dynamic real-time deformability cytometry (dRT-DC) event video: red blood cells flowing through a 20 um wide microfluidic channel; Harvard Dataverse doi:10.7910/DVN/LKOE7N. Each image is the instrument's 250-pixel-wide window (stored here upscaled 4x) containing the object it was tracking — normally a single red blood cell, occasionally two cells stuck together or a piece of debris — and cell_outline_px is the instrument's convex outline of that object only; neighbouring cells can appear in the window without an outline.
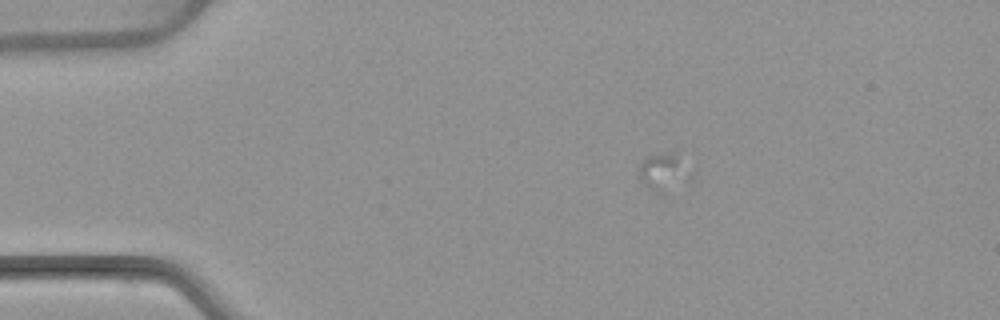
{"species": "common noctule bat (a hibernating species)", "species_latin": "Nyctalus noctula", "temperature_condition": "warm", "stored_images_in_passage": 18, "camera_frame_rate_fps": 3000, "um_per_image_px": 0.085, "animal": {"sex": "female", "body_mass_g": 22.7, "forearm_length_mm": 54.2}, "frame": {"image": 1, "passage_image": 3, "time_ms": 0.667, "image_size_px": [1000, 320], "cell_outline_px": [[696, 176], [692, 180], [660, 196], [644, 184], [640, 180], [640, 164], [648, 156], [676, 152], [696, 168]], "centroid_in_image_um": [56.62, 14.65], "position_along_channel_um": 28.4, "area_um2": 12.31}}
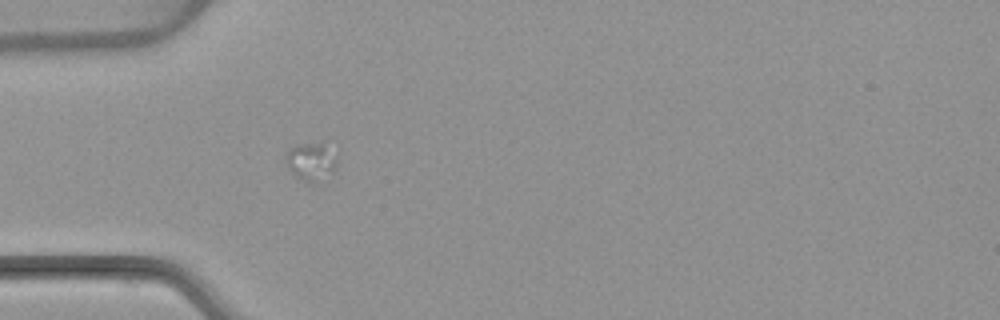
{"frame": {"image": 2, "passage_image": 10, "time_ms": 3.0, "image_size_px": [1000, 320], "cell_outline_px": [[336, 168], [332, 172], [316, 184], [308, 184], [296, 176], [288, 168], [284, 160], [284, 156], [296, 144], [324, 144], [336, 156]], "centroid_in_image_um": [26.42, 13.78], "position_along_channel_um": 58.6, "area_um2": 11.27}}